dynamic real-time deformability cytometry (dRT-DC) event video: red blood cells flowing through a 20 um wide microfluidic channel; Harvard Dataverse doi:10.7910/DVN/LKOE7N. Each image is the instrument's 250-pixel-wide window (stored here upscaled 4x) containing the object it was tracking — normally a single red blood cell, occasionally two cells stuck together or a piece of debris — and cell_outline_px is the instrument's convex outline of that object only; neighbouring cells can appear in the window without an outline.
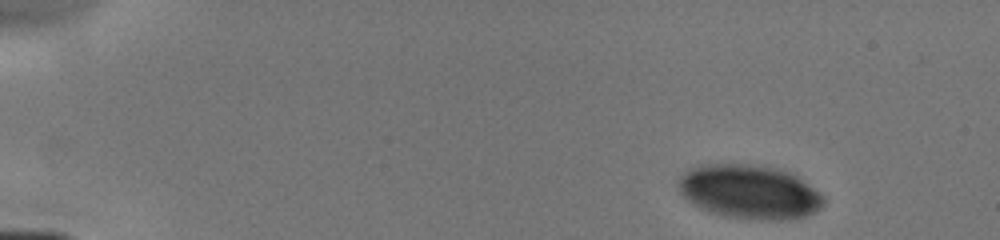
{"species": "human", "species_latin": "Homo sapiens", "temperature_condition": "cold", "stored_images_in_passage": 6, "camera_frame_rate_fps": 3000, "um_per_image_px": 0.085, "donor": {"sex": "male"}, "frame": {"image": 1, "passage_image": 1, "time_ms": 0.0, "image_size_px": [1000, 240], "cell_outline_px": [[824, 204], [816, 212], [804, 216], [788, 220], [768, 220], [724, 216], [700, 208], [692, 204], [680, 192], [680, 176], [688, 168], [704, 164], [748, 164], [776, 168], [792, 172], [824, 196]], "centroid_in_image_um": [63.72, 16.3], "position_along_channel_um": 21.3, "area_um2": 45.66}}
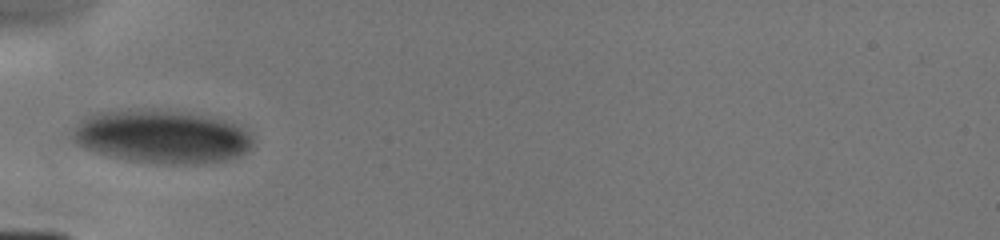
{"frame": {"image": 2, "passage_image": 5, "time_ms": 4.0, "image_size_px": [1000, 240], "cell_outline_px": [[252, 144], [240, 156], [224, 160], [204, 164], [164, 164], [128, 160], [108, 156], [92, 152], [76, 144], [72, 132], [72, 128], [80, 120], [100, 112], [128, 108], [152, 108], [188, 112], [212, 116], [244, 124], [252, 132]], "centroid_in_image_um": [13.79, 11.59], "position_along_channel_um": 71.2, "area_um2": 57.51}}